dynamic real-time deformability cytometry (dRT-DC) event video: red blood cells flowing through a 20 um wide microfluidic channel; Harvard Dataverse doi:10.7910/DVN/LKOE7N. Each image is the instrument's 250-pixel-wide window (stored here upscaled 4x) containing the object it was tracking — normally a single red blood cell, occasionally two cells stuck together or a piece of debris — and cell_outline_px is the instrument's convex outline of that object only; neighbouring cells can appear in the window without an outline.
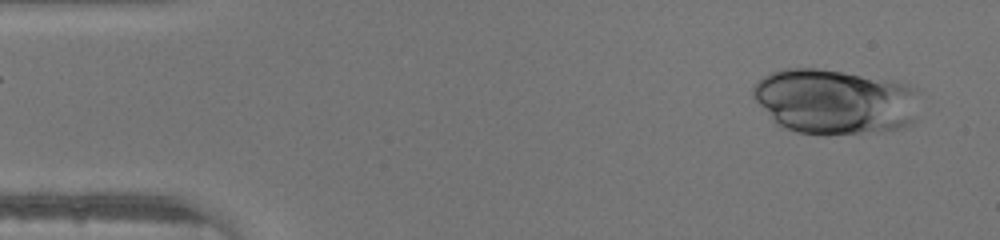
{"species": "human", "species_latin": "Homo sapiens", "temperature_condition": "warm", "stored_images_in_passage": 44, "camera_frame_rate_fps": 3000, "um_per_image_px": 0.085, "donor": {"sex": "male"}, "frame": {"image": 1, "passage_image": 2, "time_ms": 0.333, "image_size_px": [1000, 240], "cell_outline_px": [[920, 92], [912, 120], [908, 124], [900, 128], [828, 136], [824, 136], [796, 132], [776, 124], [752, 96], [752, 88], [764, 76], [772, 72], [784, 68], [816, 68], [888, 80], [908, 84], [920, 88]], "centroid_in_image_um": [70.94, 8.64], "position_along_channel_um": 14.1, "area_um2": 63.23}}